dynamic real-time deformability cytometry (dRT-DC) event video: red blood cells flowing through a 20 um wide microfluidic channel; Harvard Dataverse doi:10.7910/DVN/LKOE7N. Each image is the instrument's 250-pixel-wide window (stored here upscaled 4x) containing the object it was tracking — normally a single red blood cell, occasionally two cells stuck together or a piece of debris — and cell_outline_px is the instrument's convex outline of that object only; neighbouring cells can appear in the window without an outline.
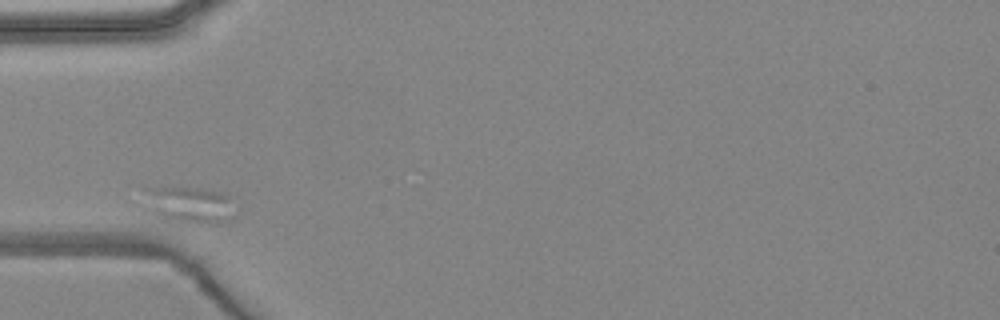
{"species": "common noctule bat (a hibernating species)", "species_latin": "Nyctalus noctula", "temperature_condition": "warm", "stored_images_in_passage": 5, "camera_frame_rate_fps": 3000, "um_per_image_px": 0.085, "animal": {"sex": "female", "body_mass_g": 24.6, "forearm_length_mm": 56.2}, "frame": {"image": 1, "passage_image": 1, "time_ms": 0.0, "image_size_px": [1000, 320], "cell_outline_px": [[236, 216], [228, 220], [216, 224], [200, 224], [176, 220], [156, 216], [152, 192], [152, 188], [204, 188], [224, 192], [228, 196]], "centroid_in_image_um": [16.4, 17.44], "position_along_channel_um": 68.6, "area_um2": 18.03}}
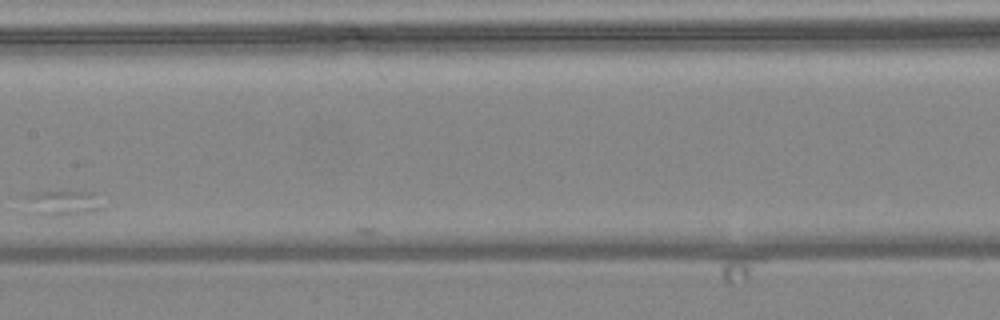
{"frame": {"image": 2, "passage_image": 4, "time_ms": 4.0, "image_size_px": [1000, 320], "cell_outline_px": [[100, 208], [88, 212], [68, 216], [40, 216], [36, 212], [28, 196], [40, 192], [68, 188], [96, 192]], "centroid_in_image_um": [5.47, 17.2], "position_along_channel_um": 201.9, "area_um2": 11.33}}